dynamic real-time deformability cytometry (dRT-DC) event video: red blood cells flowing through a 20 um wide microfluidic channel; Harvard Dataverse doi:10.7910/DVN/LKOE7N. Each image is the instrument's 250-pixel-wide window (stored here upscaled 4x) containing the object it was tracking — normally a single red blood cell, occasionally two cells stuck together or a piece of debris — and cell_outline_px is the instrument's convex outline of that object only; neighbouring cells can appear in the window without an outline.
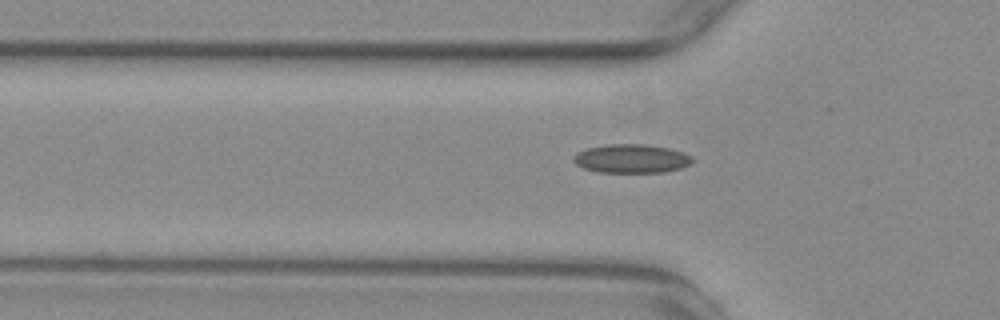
{"species": "common noctule bat (a hibernating species)", "species_latin": "Nyctalus noctula", "temperature_condition": "warm", "stored_images_in_passage": 38, "camera_frame_rate_fps": 3000, "um_per_image_px": 0.085, "animal": {"sex": "female", "body_mass_g": 29.2, "forearm_length_mm": 56.3}, "frame": {"image": 1, "passage_image": 2, "time_ms": 0.333, "image_size_px": [1000, 320], "cell_outline_px": [[692, 160], [688, 164], [680, 168], [664, 172], [596, 172], [584, 168], [576, 164], [572, 160], [572, 156], [576, 152], [588, 148], [608, 144], [644, 144], [668, 148], [684, 152], [692, 156]], "centroid_in_image_um": [53.63, 13.48], "position_along_channel_um": 72.2, "area_um2": 19.88}}
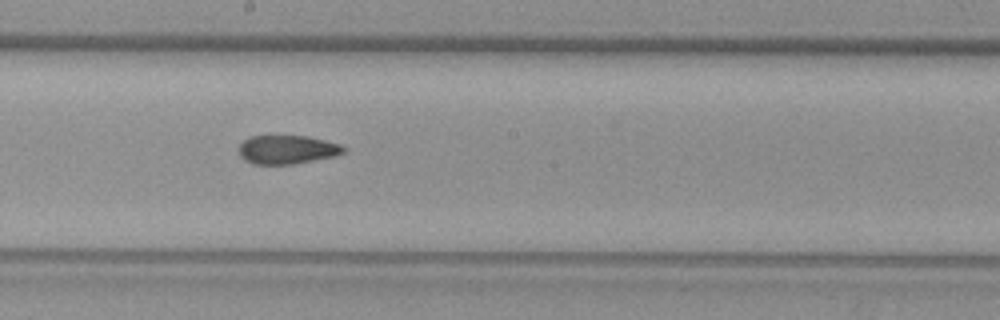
{"frame": {"image": 2, "passage_image": 14, "time_ms": 4.333, "image_size_px": [1000, 320], "cell_outline_px": [[348, 148], [344, 152], [336, 156], [292, 164], [252, 164], [244, 160], [240, 156], [240, 144], [248, 136], [308, 136], [340, 144]], "centroid_in_image_um": [24.42, 12.71], "position_along_channel_um": 223.8, "area_um2": 17.57}}
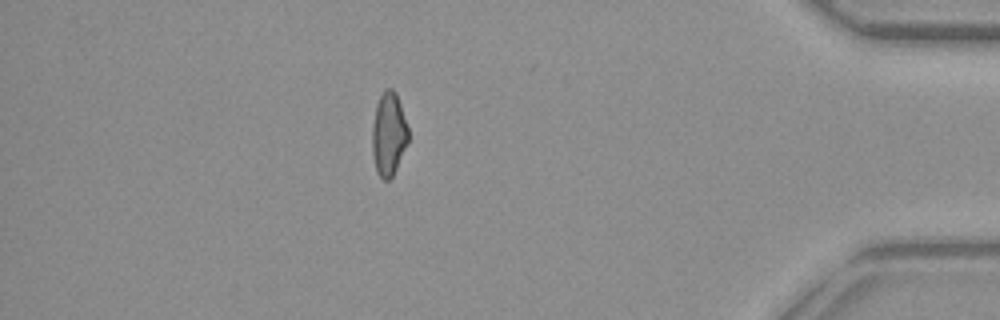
{"frame": {"image": 3, "passage_image": 32, "time_ms": 10.333, "image_size_px": [1000, 320], "cell_outline_px": [[408, 140], [396, 168], [392, 176], [388, 180], [384, 180], [376, 172], [372, 156], [372, 128], [376, 104], [380, 96], [388, 88], [392, 88], [396, 92], [408, 128]], "centroid_in_image_um": [33.02, 11.4], "position_along_channel_um": 402.2, "area_um2": 17.34}}